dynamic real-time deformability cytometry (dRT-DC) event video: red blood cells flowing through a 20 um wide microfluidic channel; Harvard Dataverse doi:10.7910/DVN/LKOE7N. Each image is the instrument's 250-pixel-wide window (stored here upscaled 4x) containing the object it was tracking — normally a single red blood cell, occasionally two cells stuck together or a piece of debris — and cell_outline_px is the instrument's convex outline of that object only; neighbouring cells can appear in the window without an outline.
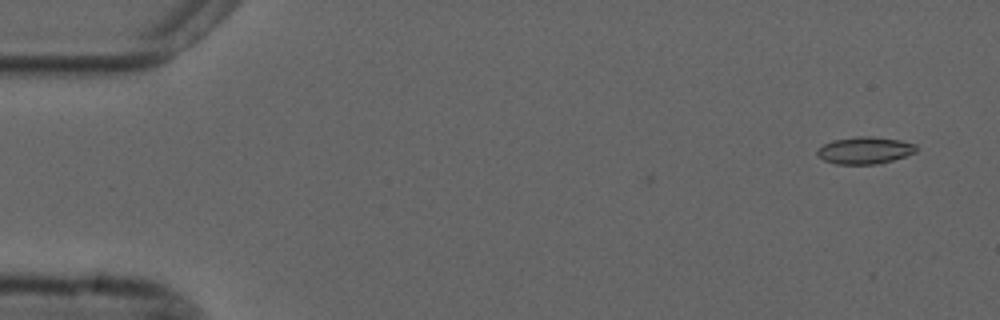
{"species": "common noctule bat (a hibernating species)", "species_latin": "Nyctalus noctula", "temperature_condition": "cold", "stored_images_in_passage": 6, "camera_frame_rate_fps": 3000, "um_per_image_px": 0.085, "animal": {"sex": "male", "forearm_length_mm": 52.5}, "frame": {"image": 1, "passage_image": 1, "time_ms": 0.0, "image_size_px": [1000, 320], "cell_outline_px": [[916, 152], [880, 164], [836, 164], [824, 160], [816, 156], [816, 152], [824, 144], [832, 140], [856, 136], [872, 136], [900, 140], [916, 144]], "centroid_in_image_um": [73.49, 12.78], "position_along_channel_um": 11.5, "area_um2": 15.66}}